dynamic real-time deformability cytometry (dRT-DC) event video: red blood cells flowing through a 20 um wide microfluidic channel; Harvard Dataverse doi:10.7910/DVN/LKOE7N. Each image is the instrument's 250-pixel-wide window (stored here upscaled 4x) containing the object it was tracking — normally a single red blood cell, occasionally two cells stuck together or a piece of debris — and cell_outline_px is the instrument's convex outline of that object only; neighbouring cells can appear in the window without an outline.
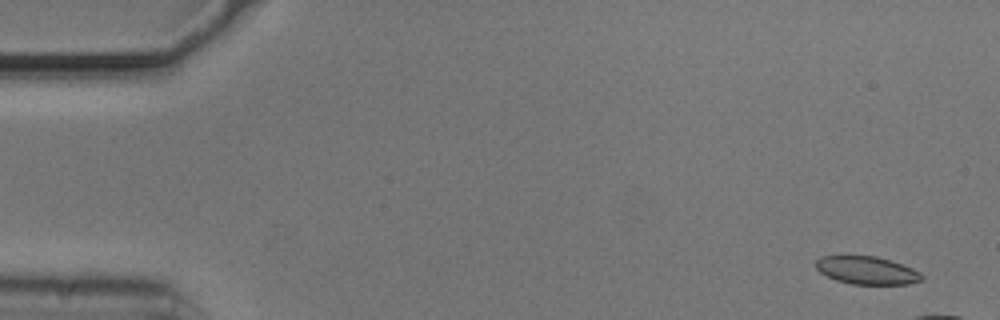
{"species": "common noctule bat (a hibernating species)", "species_latin": "Nyctalus noctula", "temperature_condition": "cold", "stored_images_in_passage": 13, "camera_frame_rate_fps": 3000, "um_per_image_px": 0.085, "animal": {"sex": "male", "body_mass_g": 20.5, "forearm_length_mm": 52.5}, "frame": {"image": 1, "passage_image": 3, "time_ms": 0.667, "image_size_px": [1000, 320], "cell_outline_px": [[924, 280], [908, 284], [852, 284], [836, 280], [820, 272], [816, 268], [816, 260], [820, 256], [876, 256], [912, 268], [920, 272], [924, 276]], "centroid_in_image_um": [73.69, 22.98], "position_along_channel_um": 11.3, "area_um2": 17.11}}